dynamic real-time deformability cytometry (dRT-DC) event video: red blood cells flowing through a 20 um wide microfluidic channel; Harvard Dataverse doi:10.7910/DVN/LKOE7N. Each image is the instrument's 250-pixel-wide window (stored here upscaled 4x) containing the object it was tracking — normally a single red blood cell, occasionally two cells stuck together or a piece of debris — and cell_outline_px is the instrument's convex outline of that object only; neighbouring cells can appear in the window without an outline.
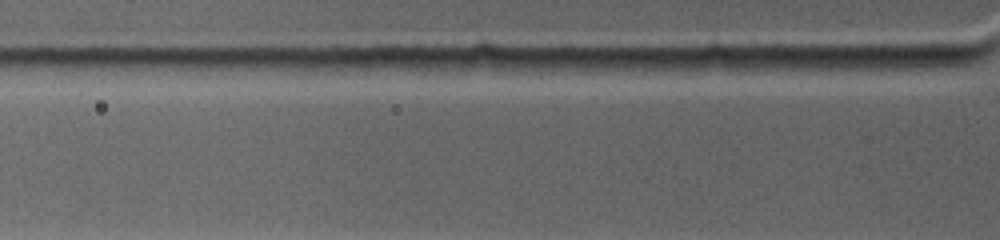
{"species": "common noctule bat (a hibernating species)", "species_latin": "Nyctalus noctula", "temperature_condition": "warm", "stored_images_in_passage": 2, "camera_frame_rate_fps": 4500, "um_per_image_px": 0.085, "animal": {"sex": "female", "body_mass_g": 19.0, "forearm_length_mm": 53.3}, "frame": {"image": 1, "passage_image": 2, "time_ms": 0.444, "image_size_px": [1000, 240], "cell_outline_px": [[968, 64], [936, 68], [856, 72], [808, 68], [808, 60], [812, 56], [960, 56], [968, 60]], "centroid_in_image_um": [75.05, 5.34], "position_along_channel_um": 50.7, "area_um2": 15.09}}